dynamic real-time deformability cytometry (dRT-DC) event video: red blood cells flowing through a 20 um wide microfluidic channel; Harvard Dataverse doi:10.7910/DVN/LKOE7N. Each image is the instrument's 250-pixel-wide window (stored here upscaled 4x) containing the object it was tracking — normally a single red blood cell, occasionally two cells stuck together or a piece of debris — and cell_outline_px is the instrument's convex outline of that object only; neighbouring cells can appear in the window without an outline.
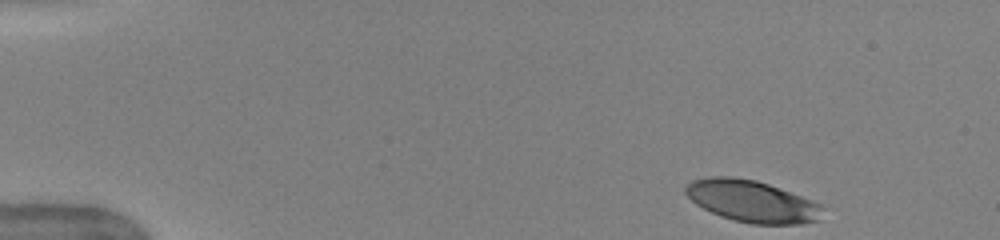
{"species": "human", "species_latin": "Homo sapiens", "temperature_condition": "warm", "stored_images_in_passage": 40, "camera_frame_rate_fps": 3000, "um_per_image_px": 0.085, "donor": {"sex": "female"}, "frame": {"image": 1, "passage_image": 1, "time_ms": 0.0, "image_size_px": [1000, 240], "cell_outline_px": [[820, 208], [816, 220], [800, 224], [752, 224], [720, 216], [696, 204], [684, 192], [684, 188], [692, 180], [708, 176], [732, 176], [756, 180], [768, 184], [812, 200], [820, 204]], "centroid_in_image_um": [63.84, 17.08], "position_along_channel_um": 21.2, "area_um2": 32.89}}
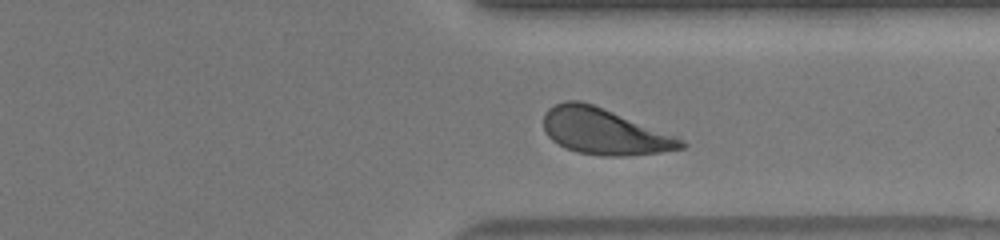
{"frame": {"image": 2, "passage_image": 35, "time_ms": 11.333, "image_size_px": [1000, 240], "cell_outline_px": [[688, 144], [684, 148], [660, 152], [624, 156], [600, 156], [576, 152], [552, 140], [544, 132], [544, 112], [548, 108], [564, 100], [580, 100], [592, 104], [684, 140]], "centroid_in_image_um": [51.31, 11.18], "position_along_channel_um": 360.1, "area_um2": 36.41}}
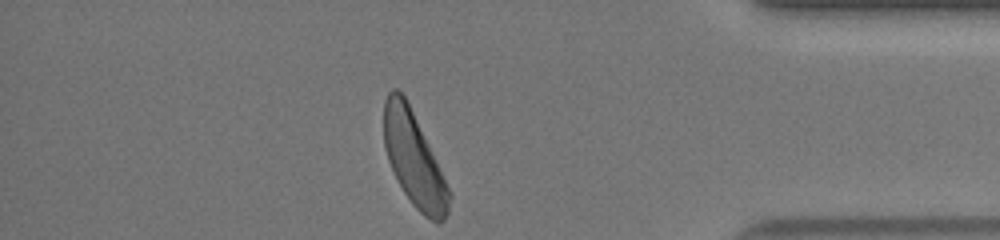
{"frame": {"image": 3, "passage_image": 40, "time_ms": 13.0, "image_size_px": [1000, 240], "cell_outline_px": [[452, 196], [448, 212], [444, 220], [436, 224], [424, 216], [412, 204], [404, 192], [388, 160], [384, 148], [384, 100], [388, 92], [392, 88], [396, 88], [404, 96], [428, 144]], "centroid_in_image_um": [35.17, 13.58], "position_along_channel_um": 400.0, "area_um2": 34.97}, "authors_computed_cell_mechanics": {"area_um2": 37.0209, "velocity_mm_per_s": 3.9538, "shape_relaxation_time_tau1_ms": 2.9065, "shape_relaxation_time_tau2_ms": 1.1378, "deformation_change_tau1": 0.1608, "deformation_change_tau2": 0.0775}}